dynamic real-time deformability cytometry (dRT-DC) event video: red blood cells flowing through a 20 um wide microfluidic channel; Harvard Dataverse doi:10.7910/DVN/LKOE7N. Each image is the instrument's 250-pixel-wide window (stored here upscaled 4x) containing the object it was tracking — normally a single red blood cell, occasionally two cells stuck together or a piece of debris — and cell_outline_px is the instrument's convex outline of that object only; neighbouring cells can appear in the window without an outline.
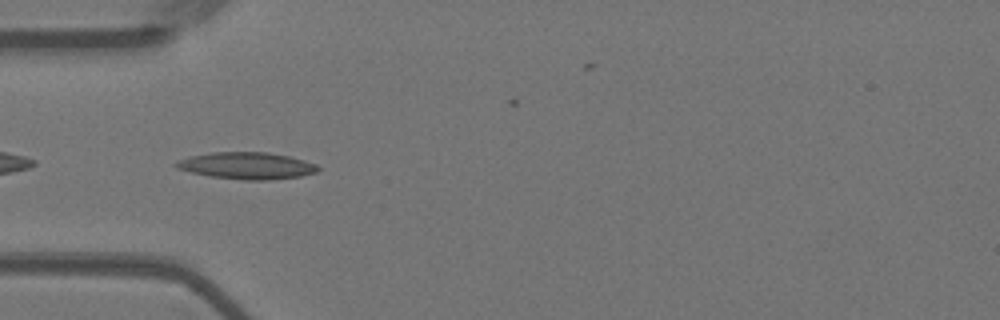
{"species": "Egyptian fruit bat (a non-hibernating species)", "species_latin": "Rousettus aegyptiacus", "temperature_condition": "warm", "stored_images_in_passage": 29, "camera_frame_rate_fps": 3000, "um_per_image_px": 0.085, "animal": {"sex": "female"}, "frame": {"image": 1, "passage_image": 2, "time_ms": 0.333, "image_size_px": [1000, 320], "cell_outline_px": [[320, 168], [316, 172], [300, 176], [268, 180], [244, 180], [212, 176], [192, 172], [176, 168], [172, 164], [176, 160], [188, 156], [212, 152], [268, 152], [288, 156], [304, 160], [316, 164]], "centroid_in_image_um": [20.94, 14.07], "position_along_channel_um": 64.1, "area_um2": 22.2}}
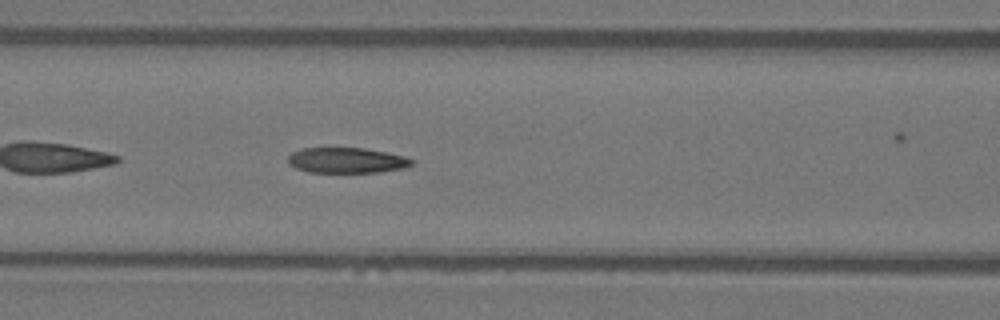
{"frame": {"image": 2, "passage_image": 8, "time_ms": 2.333, "image_size_px": [1000, 320], "cell_outline_px": [[412, 164], [404, 168], [380, 172], [308, 172], [296, 168], [288, 164], [288, 156], [292, 152], [300, 148], [364, 148], [388, 152], [404, 156], [412, 160]], "centroid_in_image_um": [29.44, 13.62], "position_along_channel_um": 137.2, "area_um2": 18.38}}
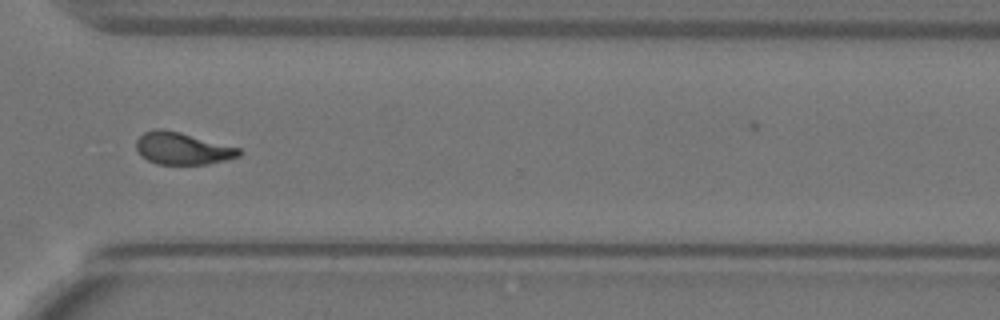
{"frame": {"image": 3, "passage_image": 26, "time_ms": 8.333, "image_size_px": [1000, 320], "cell_outline_px": [[244, 152], [240, 156], [208, 164], [156, 164], [140, 156], [136, 148], [136, 140], [144, 132], [156, 128], [160, 128], [180, 132], [240, 148]], "centroid_in_image_um": [15.49, 12.62], "position_along_channel_um": 355.1, "area_um2": 19.31}}